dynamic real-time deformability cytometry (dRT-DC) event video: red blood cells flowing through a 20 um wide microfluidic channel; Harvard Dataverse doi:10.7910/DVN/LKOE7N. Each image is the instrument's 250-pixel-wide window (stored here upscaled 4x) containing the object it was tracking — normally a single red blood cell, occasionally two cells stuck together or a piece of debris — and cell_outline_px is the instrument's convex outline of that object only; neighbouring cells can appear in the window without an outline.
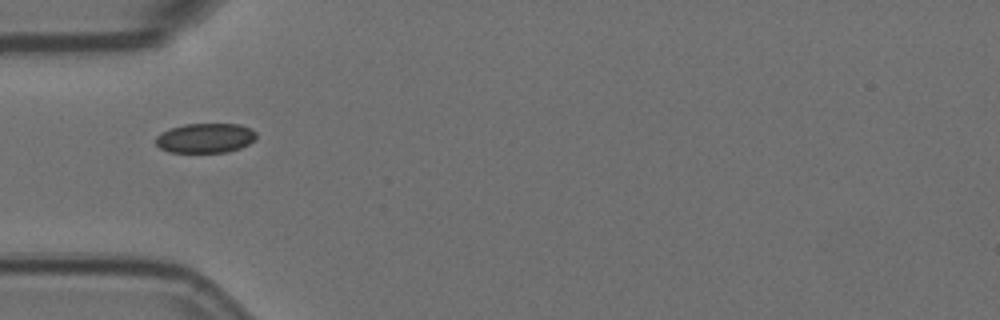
{"species": "Egyptian fruit bat (a non-hibernating species)", "species_latin": "Rousettus aegyptiacus", "temperature_condition": "room temperature", "stored_images_in_passage": 15, "camera_frame_rate_fps": 3000, "um_per_image_px": 0.085, "animal": {"sex": "female"}, "frame": {"image": 1, "passage_image": 5, "time_ms": 1.333, "image_size_px": [1000, 320], "cell_outline_px": [[256, 140], [240, 148], [228, 152], [168, 152], [160, 148], [156, 144], [156, 136], [160, 132], [184, 124], [240, 124], [252, 128], [256, 132]], "centroid_in_image_um": [17.47, 11.73], "position_along_channel_um": 67.5, "area_um2": 17.51}}
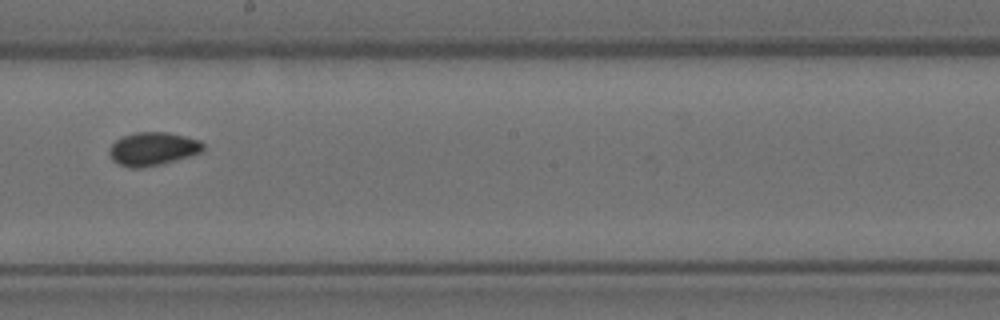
{"frame": {"image": 2, "passage_image": 9, "time_ms": 2.667, "image_size_px": [1000, 320], "cell_outline_px": [[204, 148], [200, 152], [188, 156], [160, 164], [140, 168], [128, 168], [112, 160], [108, 152], [108, 148], [116, 140], [124, 136], [136, 132], [168, 132], [200, 140], [204, 144]], "centroid_in_image_um": [12.96, 12.65], "position_along_channel_um": 235.2, "area_um2": 18.09}}
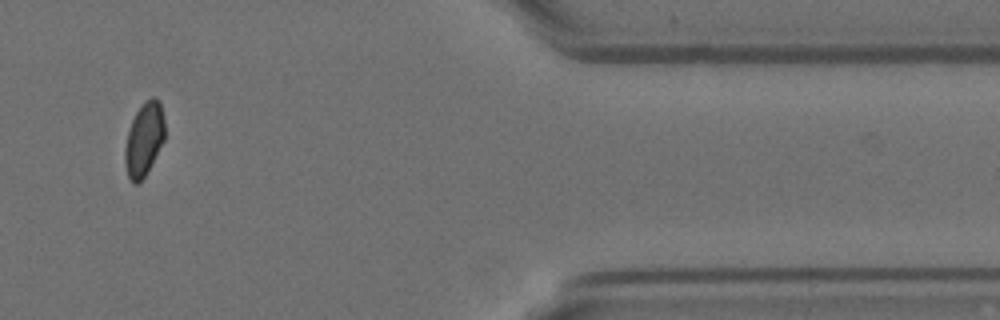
{"frame": {"image": 3, "passage_image": 14, "time_ms": 4.333, "image_size_px": [1000, 320], "cell_outline_px": [[164, 140], [144, 176], [136, 184], [132, 184], [128, 176], [124, 164], [124, 148], [128, 132], [132, 120], [136, 112], [144, 100], [152, 96], [156, 96], [160, 100], [164, 120]], "centroid_in_image_um": [12.23, 11.79], "position_along_channel_um": 399.2, "area_um2": 17.05}}